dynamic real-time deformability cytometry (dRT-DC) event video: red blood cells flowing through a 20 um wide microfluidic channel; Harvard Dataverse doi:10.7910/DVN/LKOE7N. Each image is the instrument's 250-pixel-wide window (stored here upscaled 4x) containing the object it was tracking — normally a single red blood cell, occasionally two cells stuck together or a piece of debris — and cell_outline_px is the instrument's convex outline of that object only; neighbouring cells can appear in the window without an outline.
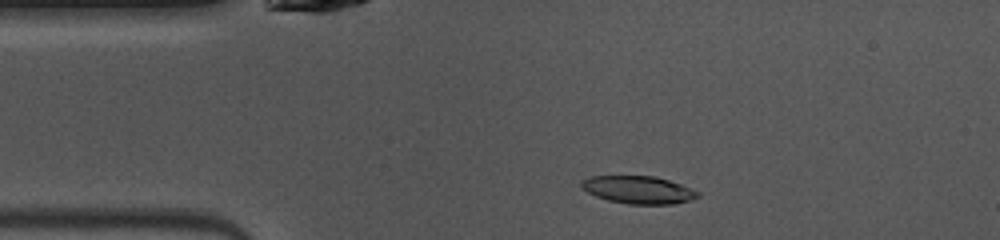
{"species": "common noctule bat (a hibernating species)", "species_latin": "Nyctalus noctula", "temperature_condition": "warm", "stored_images_in_passage": 41, "camera_frame_rate_fps": 3000, "um_per_image_px": 0.085, "animal": {"sex": "female", "body_mass_g": 10.0, "forearm_length_mm": 53.1}, "frame": {"image": 1, "passage_image": 2, "time_ms": 0.333, "image_size_px": [1000, 240], "cell_outline_px": [[700, 196], [688, 200], [672, 204], [628, 204], [608, 200], [596, 196], [580, 188], [580, 180], [592, 176], [656, 176], [680, 184], [700, 192]], "centroid_in_image_um": [54.22, 16.13], "position_along_channel_um": 30.8, "area_um2": 18.73}}
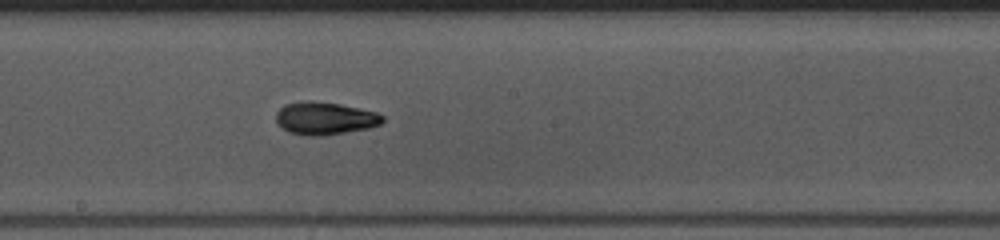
{"frame": {"image": 2, "passage_image": 18, "time_ms": 5.667, "image_size_px": [1000, 240], "cell_outline_px": [[384, 120], [380, 124], [368, 128], [320, 136], [308, 136], [288, 132], [276, 124], [276, 112], [284, 104], [304, 100], [312, 100], [340, 104], [376, 112], [384, 116]], "centroid_in_image_um": [27.56, 10.05], "position_along_channel_um": 220.6, "area_um2": 20.4}}
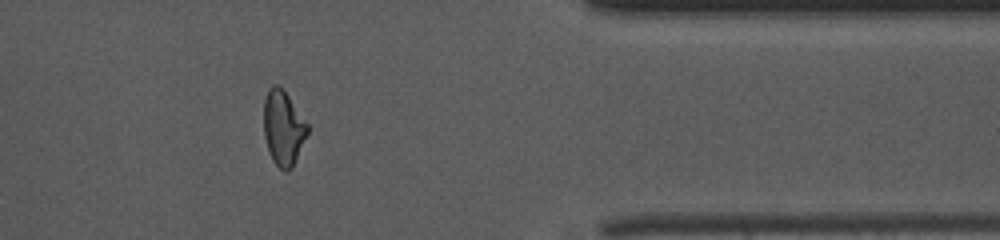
{"frame": {"image": 3, "passage_image": 32, "time_ms": 10.333, "image_size_px": [1000, 240], "cell_outline_px": [[308, 132], [292, 168], [288, 172], [284, 172], [272, 160], [268, 152], [264, 136], [264, 100], [268, 88], [272, 84], [276, 84], [288, 96], [308, 124]], "centroid_in_image_um": [24.06, 10.9], "position_along_channel_um": 387.3, "area_um2": 18.96}, "authors_computed_cell_mechanics": {"area_um2": 19.363, "velocity_mm_per_s": 4.073, "shape_relaxation_time_tau1_ms": 5.1943, "shape_relaxation_time_tau2_ms": 4.4072, "deformation_change_tau1": 0.1923, "deformation_change_tau2": 0.0941}}